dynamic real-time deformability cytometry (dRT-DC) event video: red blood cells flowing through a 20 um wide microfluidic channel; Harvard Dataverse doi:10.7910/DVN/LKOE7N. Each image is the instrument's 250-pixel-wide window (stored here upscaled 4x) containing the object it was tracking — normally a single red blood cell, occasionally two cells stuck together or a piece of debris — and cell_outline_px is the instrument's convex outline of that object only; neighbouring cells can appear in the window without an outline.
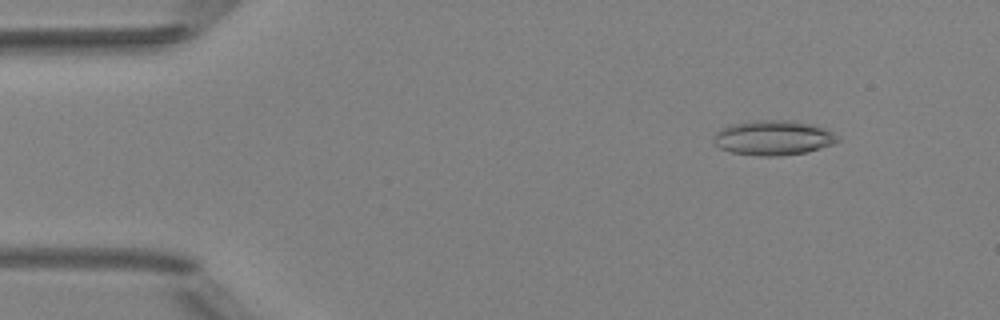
{"species": "Egyptian fruit bat (a non-hibernating species)", "species_latin": "Rousettus aegyptiacus", "temperature_condition": "room temperature", "stored_images_in_passage": 6, "camera_frame_rate_fps": 3000, "um_per_image_px": 0.085, "animal": {"sex": "female"}, "frame": {"image": 1, "passage_image": 2, "time_ms": 1.333, "image_size_px": [1000, 320], "cell_outline_px": [[840, 140], [832, 144], [808, 152], [780, 156], [756, 156], [732, 152], [720, 148], [712, 140], [716, 132], [728, 124], [752, 120], [792, 120], [808, 124], [832, 132], [840, 136]], "centroid_in_image_um": [65.69, 11.71], "position_along_channel_um": 19.3, "area_um2": 25.2}}
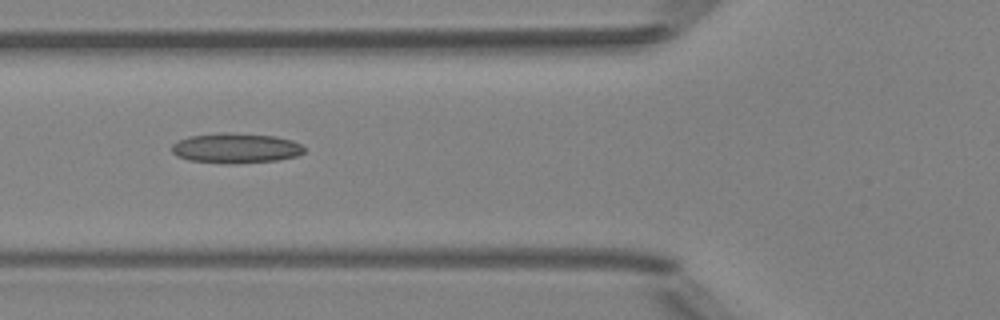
{"frame": {"image": 2, "passage_image": 6, "time_ms": 5.667, "image_size_px": [1000, 320], "cell_outline_px": [[308, 148], [304, 152], [296, 156], [276, 160], [232, 164], [188, 160], [176, 156], [172, 152], [172, 144], [176, 140], [188, 136], [220, 132], [232, 132], [276, 136], [292, 140]], "centroid_in_image_um": [20.03, 12.58], "position_along_channel_um": 105.8, "area_um2": 23.52}}